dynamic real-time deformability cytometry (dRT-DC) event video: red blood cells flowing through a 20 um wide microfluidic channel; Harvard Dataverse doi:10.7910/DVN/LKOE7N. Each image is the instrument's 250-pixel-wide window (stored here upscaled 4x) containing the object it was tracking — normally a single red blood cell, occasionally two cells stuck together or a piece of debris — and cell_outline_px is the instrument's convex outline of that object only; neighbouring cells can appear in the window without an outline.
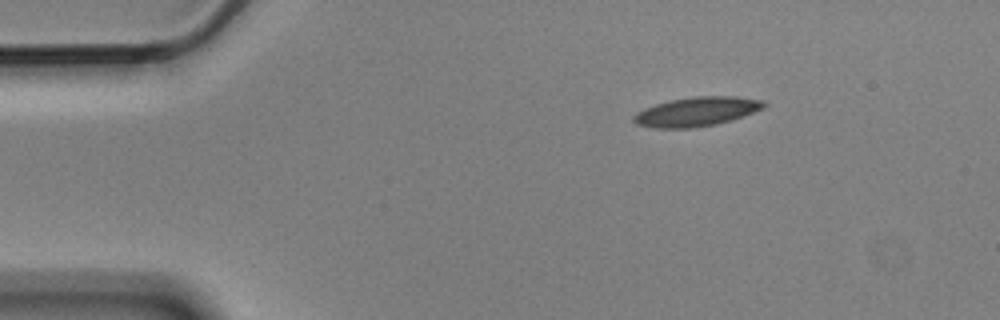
{"species": "Egyptian fruit bat (a non-hibernating species)", "species_latin": "Rousettus aegyptiacus", "temperature_condition": "cold", "stored_images_in_passage": 3, "camera_frame_rate_fps": 3000, "um_per_image_px": 0.085, "animal": {"sex": "male"}, "frame": {"image": 1, "passage_image": 1, "time_ms": 0.0, "image_size_px": [1000, 320], "cell_outline_px": [[768, 104], [764, 108], [732, 120], [716, 124], [696, 128], [656, 128], [636, 124], [632, 120], [632, 116], [636, 112], [644, 108], [656, 104], [672, 100], [696, 96], [736, 96], [764, 100]], "centroid_in_image_um": [59.23, 9.49], "position_along_channel_um": 25.8, "area_um2": 22.31}}